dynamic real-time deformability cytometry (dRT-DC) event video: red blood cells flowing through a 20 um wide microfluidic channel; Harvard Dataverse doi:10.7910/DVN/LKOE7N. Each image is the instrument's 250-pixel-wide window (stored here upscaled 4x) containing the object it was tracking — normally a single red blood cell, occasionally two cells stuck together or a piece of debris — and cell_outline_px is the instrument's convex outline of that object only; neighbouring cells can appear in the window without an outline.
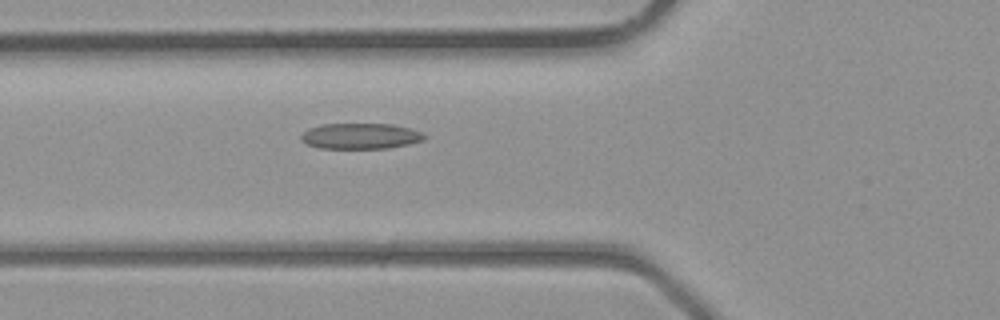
{"species": "common noctule bat (a hibernating species)", "species_latin": "Nyctalus noctula", "temperature_condition": "room temperature", "stored_images_in_passage": 23, "camera_frame_rate_fps": 3000, "um_per_image_px": 0.085, "animal": {"sex": "male", "body_mass_g": 23.1, "forearm_length_mm": 52.7}, "frame": {"image": 1, "passage_image": 2, "time_ms": 0.333, "image_size_px": [1000, 320], "cell_outline_px": [[428, 136], [424, 140], [408, 144], [388, 148], [320, 148], [308, 144], [300, 140], [300, 136], [308, 128], [324, 124], [392, 124], [408, 128], [420, 132]], "centroid_in_image_um": [30.64, 11.56], "position_along_channel_um": 95.2, "area_um2": 18.38}}
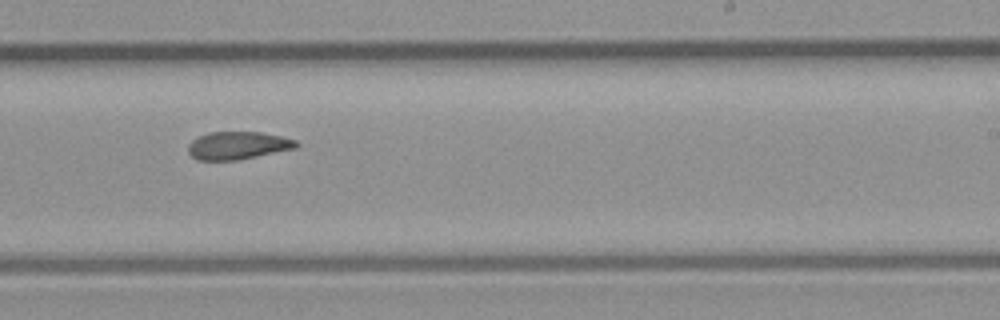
{"frame": {"image": 2, "passage_image": 12, "time_ms": 3.667, "image_size_px": [1000, 320], "cell_outline_px": [[300, 144], [296, 148], [240, 160], [196, 160], [188, 152], [188, 144], [192, 140], [208, 132], [260, 132], [280, 136], [296, 140]], "centroid_in_image_um": [20.22, 12.37], "position_along_channel_um": 268.8, "area_um2": 17.57}}
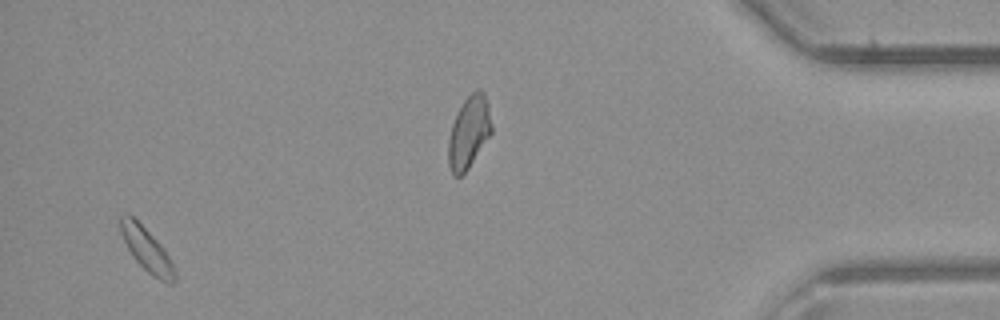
{"frame": {"image": 3, "passage_image": 21, "time_ms": 6.667, "image_size_px": [1000, 320], "cell_outline_px": [[176, 280], [172, 284], [168, 284], [152, 276], [132, 256], [120, 232], [120, 216], [132, 216], [164, 248], [176, 268]], "centroid_in_image_um": [12.53, 21.29], "position_along_channel_um": 422.7, "area_um2": 13.58}}